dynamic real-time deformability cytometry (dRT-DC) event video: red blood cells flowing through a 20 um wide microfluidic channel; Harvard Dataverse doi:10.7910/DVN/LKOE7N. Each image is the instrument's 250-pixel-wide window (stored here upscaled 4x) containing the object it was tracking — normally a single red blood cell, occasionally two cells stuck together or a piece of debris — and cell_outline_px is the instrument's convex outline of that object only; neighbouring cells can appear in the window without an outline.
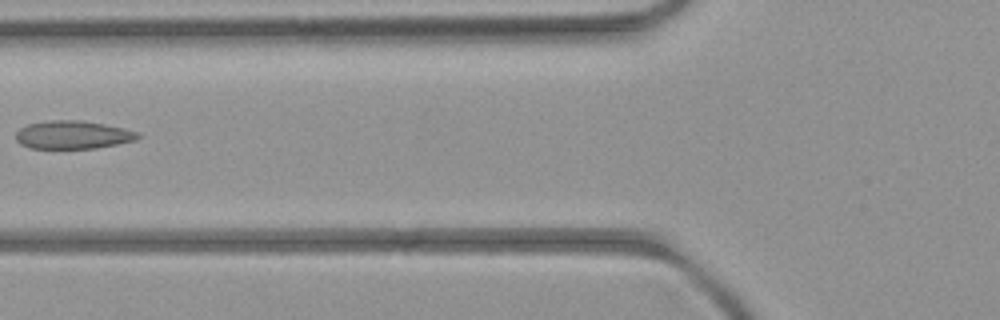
{"species": "common noctule bat (a hibernating species)", "species_latin": "Nyctalus noctula", "temperature_condition": "room temperature", "stored_images_in_passage": 7, "camera_frame_rate_fps": 3000, "um_per_image_px": 0.085, "animal": {"sex": "female", "body_mass_g": 21.9}, "frame": {"image": 1, "passage_image": 5, "time_ms": 5.667, "image_size_px": [1000, 320], "cell_outline_px": [[140, 136], [136, 140], [96, 148], [28, 148], [20, 144], [16, 140], [16, 132], [20, 128], [28, 124], [48, 120], [84, 120], [124, 128], [140, 132]], "centroid_in_image_um": [6.19, 11.45], "position_along_channel_um": 119.6, "area_um2": 20.11}}
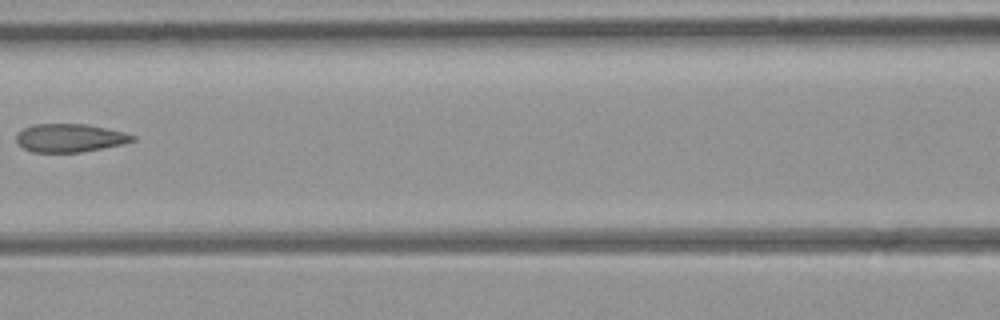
{"frame": {"image": 2, "passage_image": 6, "time_ms": 6.667, "image_size_px": [1000, 320], "cell_outline_px": [[136, 140], [124, 144], [80, 152], [32, 152], [24, 148], [16, 140], [16, 136], [24, 128], [32, 124], [88, 124], [124, 132], [136, 136]], "centroid_in_image_um": [5.97, 11.72], "position_along_channel_um": 160.6, "area_um2": 19.07}}
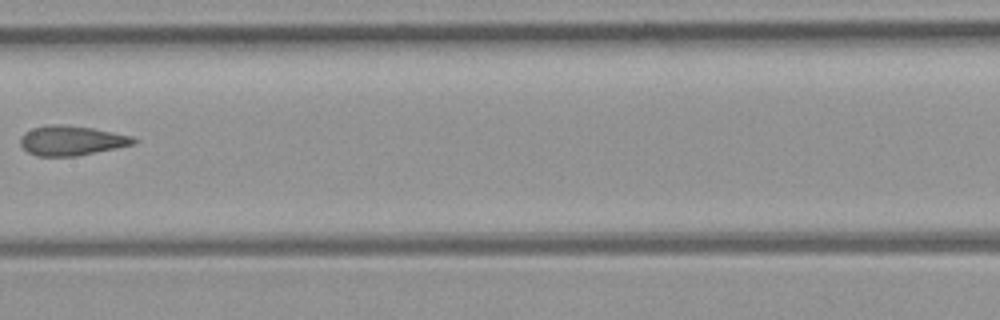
{"frame": {"image": 3, "passage_image": 7, "time_ms": 7.667, "image_size_px": [1000, 320], "cell_outline_px": [[140, 140], [136, 144], [76, 156], [36, 156], [28, 152], [20, 144], [20, 136], [24, 132], [32, 128], [44, 124], [64, 124], [92, 128], [132, 136]], "centroid_in_image_um": [6.07, 11.94], "position_along_channel_um": 201.3, "area_um2": 19.83}}